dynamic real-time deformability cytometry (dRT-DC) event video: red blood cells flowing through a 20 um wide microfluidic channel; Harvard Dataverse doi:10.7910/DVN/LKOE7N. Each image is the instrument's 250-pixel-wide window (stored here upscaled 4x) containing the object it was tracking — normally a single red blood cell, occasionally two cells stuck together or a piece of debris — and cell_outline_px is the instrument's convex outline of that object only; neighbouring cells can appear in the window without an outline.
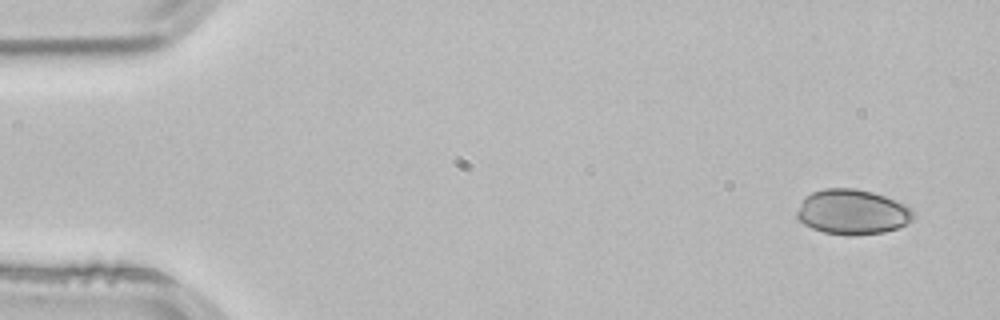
{"species": "common noctule bat (a hibernating species)", "species_latin": "Nyctalus noctula", "temperature_condition": "room temperature", "stored_images_in_passage": 4, "camera_frame_rate_fps": 3000, "um_per_image_px": 0.085, "animal": {"sex": "male", "body_mass_g": 21.5, "forearm_length_mm": 52.0}, "frame": {"image": 1, "passage_image": 1, "time_ms": 0.0, "image_size_px": [1000, 320], "cell_outline_px": [[912, 220], [900, 228], [884, 232], [852, 236], [848, 236], [824, 232], [812, 228], [804, 224], [796, 216], [796, 212], [804, 196], [812, 192], [824, 188], [856, 188], [872, 192], [908, 204], [912, 212]], "centroid_in_image_um": [72.45, 18.02], "position_along_channel_um": 12.6, "area_um2": 30.81}}